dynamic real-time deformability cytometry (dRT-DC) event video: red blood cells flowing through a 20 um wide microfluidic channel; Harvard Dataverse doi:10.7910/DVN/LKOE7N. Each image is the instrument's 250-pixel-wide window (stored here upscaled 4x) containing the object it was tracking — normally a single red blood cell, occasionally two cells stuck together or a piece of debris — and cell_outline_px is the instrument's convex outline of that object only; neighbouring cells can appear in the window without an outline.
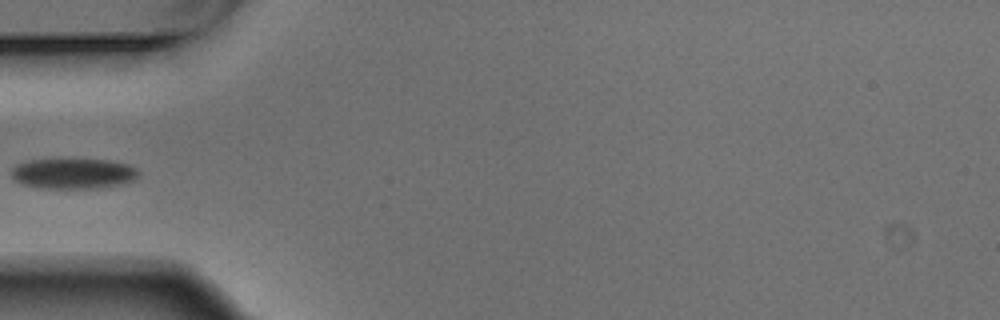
{"species": "Egyptian fruit bat (a non-hibernating species)", "species_latin": "Rousettus aegyptiacus", "temperature_condition": "warm", "stored_images_in_passage": 6, "camera_frame_rate_fps": 3000, "um_per_image_px": 0.085, "animal": {"sex": "male"}, "frame": {"image": 1, "passage_image": 5, "time_ms": 1.333, "image_size_px": [1000, 320], "cell_outline_px": [[140, 172], [136, 180], [120, 184], [96, 188], [40, 188], [24, 184], [12, 180], [12, 168], [16, 164], [28, 160], [108, 160], [128, 164], [136, 168]], "centroid_in_image_um": [6.23, 14.76], "position_along_channel_um": 78.8, "area_um2": 22.48}}
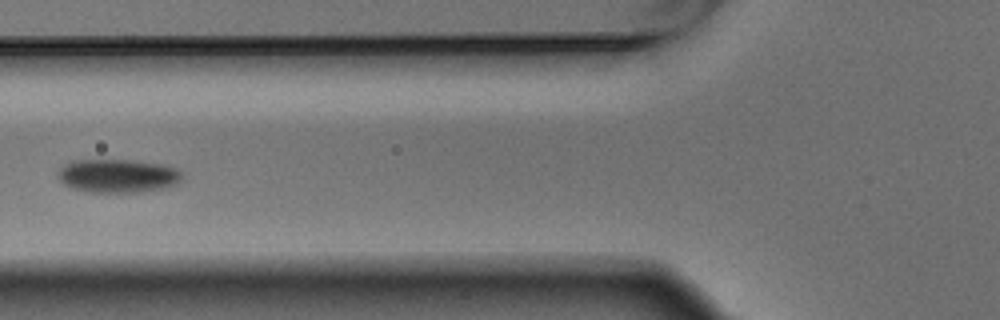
{"frame": {"image": 2, "passage_image": 6, "time_ms": 1.667, "image_size_px": [1000, 320], "cell_outline_px": [[180, 180], [176, 184], [164, 188], [140, 192], [92, 192], [72, 188], [64, 184], [60, 180], [60, 168], [64, 164], [76, 160], [128, 160], [164, 164], [176, 168], [180, 172]], "centroid_in_image_um": [10.02, 14.94], "position_along_channel_um": 115.8, "area_um2": 23.99}}